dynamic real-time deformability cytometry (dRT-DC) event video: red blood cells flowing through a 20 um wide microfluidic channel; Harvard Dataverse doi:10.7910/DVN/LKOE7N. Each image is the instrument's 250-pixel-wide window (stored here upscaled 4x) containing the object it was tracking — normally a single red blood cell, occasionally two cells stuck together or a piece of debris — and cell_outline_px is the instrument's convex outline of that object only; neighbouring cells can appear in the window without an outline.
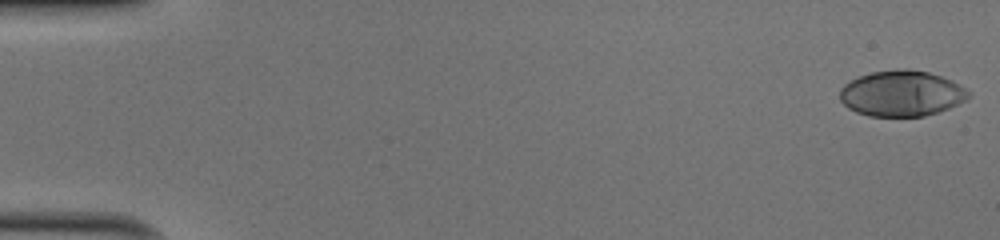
{"species": "human", "species_latin": "Homo sapiens", "temperature_condition": "cold", "stored_images_in_passage": 51, "camera_frame_rate_fps": 3000, "um_per_image_px": 0.085, "donor": {"sex": "male"}, "frame": {"image": 1, "passage_image": 1, "time_ms": 0.0, "image_size_px": [1000, 240], "cell_outline_px": [[972, 92], [964, 100], [948, 108], [924, 116], [868, 116], [856, 112], [848, 108], [840, 100], [840, 88], [844, 84], [860, 76], [872, 72], [896, 68], [904, 68], [928, 72], [952, 80], [960, 84]], "centroid_in_image_um": [76.62, 7.93], "position_along_channel_um": 8.4, "area_um2": 34.28}}
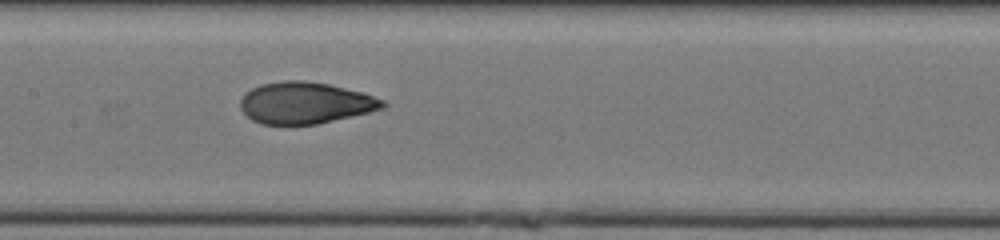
{"frame": {"image": 2, "passage_image": 26, "time_ms": 8.333, "image_size_px": [1000, 240], "cell_outline_px": [[388, 104], [384, 108], [368, 112], [316, 124], [264, 124], [252, 120], [240, 108], [240, 100], [252, 88], [260, 84], [284, 80], [304, 80], [328, 84], [364, 92], [384, 100]], "centroid_in_image_um": [25.97, 8.73], "position_along_channel_um": 181.4, "area_um2": 34.33}}
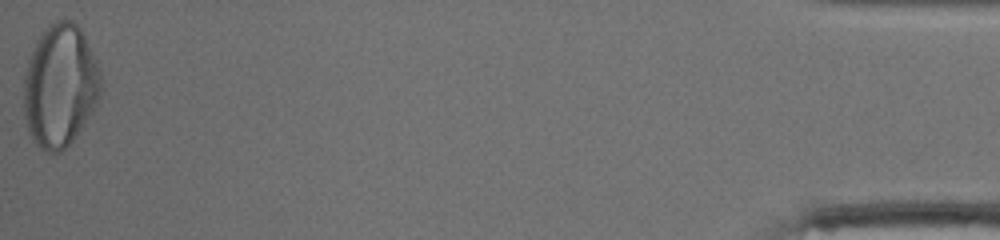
{"frame": {"image": 3, "passage_image": 51, "time_ms": 16.667, "image_size_px": [1000, 240], "cell_outline_px": [[100, 100], [92, 112], [72, 140], [60, 152], [48, 152], [40, 148], [32, 140], [28, 132], [24, 116], [24, 76], [28, 60], [36, 40], [52, 24], [60, 20], [72, 20], [80, 28], [96, 60], [100, 72]], "centroid_in_image_um": [5.09, 7.32], "position_along_channel_um": 430.1, "area_um2": 54.74}, "authors_computed_cell_mechanics": {"area_um2": 34.7378, "velocity_mm_per_s": 4.0755, "shape_relaxation_time_tau1_ms": 5.5467, "shape_relaxation_time_tau2_ms": 0.7513, "deformation_change_tau1": 0.2433, "deformation_change_tau2": 0.0594}}